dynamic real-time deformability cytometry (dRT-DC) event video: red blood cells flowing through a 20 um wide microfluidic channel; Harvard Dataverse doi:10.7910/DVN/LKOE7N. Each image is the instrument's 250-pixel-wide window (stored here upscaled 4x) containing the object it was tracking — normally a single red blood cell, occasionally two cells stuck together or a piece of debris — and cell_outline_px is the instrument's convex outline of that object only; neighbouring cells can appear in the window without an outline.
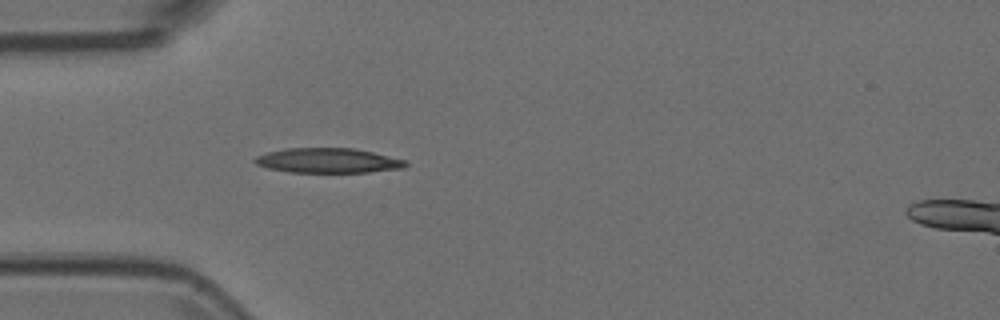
{"species": "Egyptian fruit bat (a non-hibernating species)", "species_latin": "Rousettus aegyptiacus", "temperature_condition": "room temperature", "stored_images_in_passage": 39, "camera_frame_rate_fps": 3000, "um_per_image_px": 0.085, "animal": {"sex": "female"}, "frame": {"image": 1, "passage_image": 1, "time_ms": 0.0, "image_size_px": [1000, 320], "cell_outline_px": [[408, 164], [404, 168], [368, 172], [288, 172], [268, 168], [256, 164], [252, 160], [256, 156], [268, 152], [284, 148], [352, 148], [372, 152], [408, 160]], "centroid_in_image_um": [27.89, 13.64], "position_along_channel_um": 57.1, "area_um2": 21.85}}
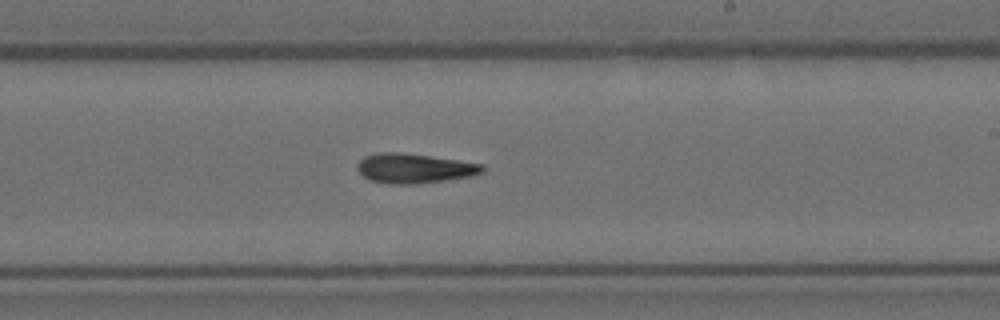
{"frame": {"image": 2, "passage_image": 17, "time_ms": 5.333, "image_size_px": [1000, 320], "cell_outline_px": [[484, 172], [472, 176], [416, 184], [388, 184], [372, 180], [364, 176], [356, 168], [360, 160], [364, 156], [380, 152], [400, 152], [484, 164]], "centroid_in_image_um": [35.22, 14.31], "position_along_channel_um": 253.8, "area_um2": 21.44}}
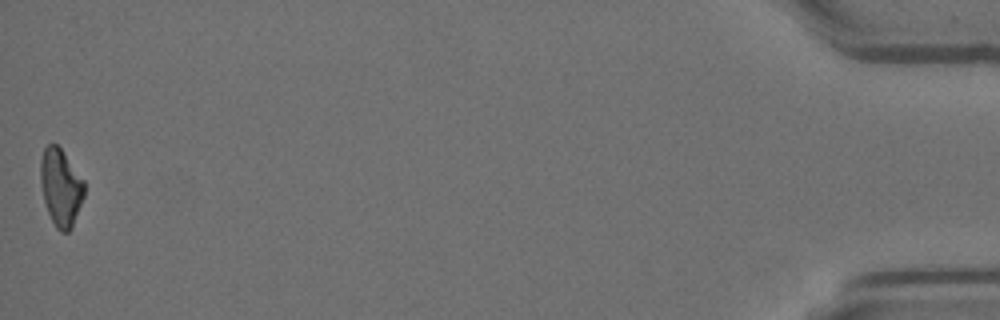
{"frame": {"image": 3, "passage_image": 39, "time_ms": 12.667, "image_size_px": [1000, 320], "cell_outline_px": [[84, 196], [72, 228], [68, 232], [60, 232], [56, 228], [48, 212], [44, 200], [40, 180], [40, 160], [44, 148], [48, 144], [56, 144], [60, 148], [84, 180]], "centroid_in_image_um": [5.16, 15.94], "position_along_channel_um": 430.0, "area_um2": 19.59}}